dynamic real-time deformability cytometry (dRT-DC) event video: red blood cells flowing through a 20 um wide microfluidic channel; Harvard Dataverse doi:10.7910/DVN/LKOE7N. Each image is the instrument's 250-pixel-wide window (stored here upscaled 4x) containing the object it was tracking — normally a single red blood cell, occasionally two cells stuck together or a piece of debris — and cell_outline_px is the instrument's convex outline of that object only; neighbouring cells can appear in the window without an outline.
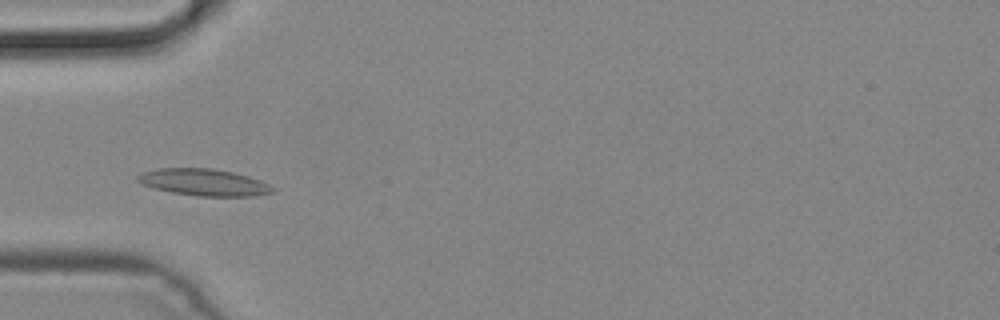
{"species": "common noctule bat (a hibernating species)", "species_latin": "Nyctalus noctula", "temperature_condition": "cold", "stored_images_in_passage": 5, "camera_frame_rate_fps": 3000, "um_per_image_px": 0.085, "animal": {"sex": "male", "body_mass_g": 19.2, "forearm_length_mm": 51.8}, "frame": {"image": 1, "passage_image": 4, "time_ms": 1.0, "image_size_px": [1000, 320], "cell_outline_px": [[276, 188], [272, 192], [256, 196], [196, 196], [172, 192], [140, 184], [136, 180], [136, 176], [144, 172], [160, 168], [212, 168], [232, 172], [248, 176], [260, 180]], "centroid_in_image_um": [17.33, 15.5], "position_along_channel_um": 67.7, "area_um2": 21.04}}
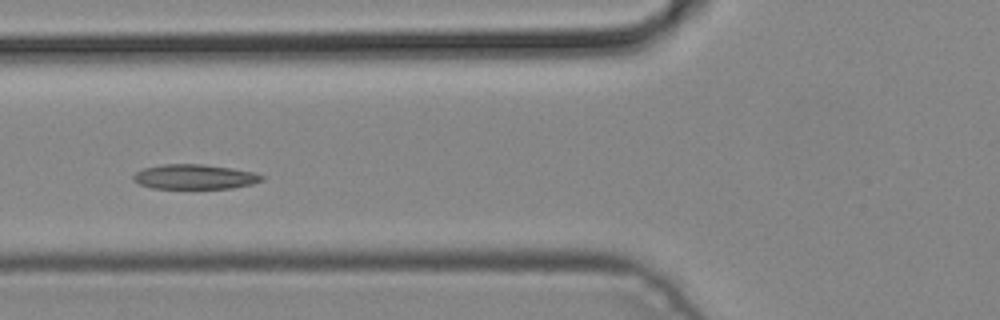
{"frame": {"image": 2, "passage_image": 5, "time_ms": 1.333, "image_size_px": [1000, 320], "cell_outline_px": [[264, 180], [252, 184], [232, 188], [152, 188], [140, 184], [132, 180], [132, 176], [136, 172], [144, 168], [164, 164], [204, 164], [232, 168], [252, 172], [264, 176]], "centroid_in_image_um": [16.54, 15.02], "position_along_channel_um": 109.3, "area_um2": 18.5}}